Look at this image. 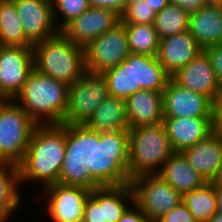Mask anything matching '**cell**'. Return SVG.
I'll return each mask as SVG.
<instances>
[{
	"instance_id": "obj_38",
	"label": "cell",
	"mask_w": 222,
	"mask_h": 222,
	"mask_svg": "<svg viewBox=\"0 0 222 222\" xmlns=\"http://www.w3.org/2000/svg\"><path fill=\"white\" fill-rule=\"evenodd\" d=\"M169 3L179 6L188 14L197 12L207 5L206 0H169Z\"/></svg>"
},
{
	"instance_id": "obj_10",
	"label": "cell",
	"mask_w": 222,
	"mask_h": 222,
	"mask_svg": "<svg viewBox=\"0 0 222 222\" xmlns=\"http://www.w3.org/2000/svg\"><path fill=\"white\" fill-rule=\"evenodd\" d=\"M130 54L126 29L120 20L84 47L85 70L94 73L118 66Z\"/></svg>"
},
{
	"instance_id": "obj_2",
	"label": "cell",
	"mask_w": 222,
	"mask_h": 222,
	"mask_svg": "<svg viewBox=\"0 0 222 222\" xmlns=\"http://www.w3.org/2000/svg\"><path fill=\"white\" fill-rule=\"evenodd\" d=\"M68 91V84L33 69L14 100L37 124H62Z\"/></svg>"
},
{
	"instance_id": "obj_9",
	"label": "cell",
	"mask_w": 222,
	"mask_h": 222,
	"mask_svg": "<svg viewBox=\"0 0 222 222\" xmlns=\"http://www.w3.org/2000/svg\"><path fill=\"white\" fill-rule=\"evenodd\" d=\"M134 204L151 222L159 221L182 202V195L158 174H144L130 180Z\"/></svg>"
},
{
	"instance_id": "obj_12",
	"label": "cell",
	"mask_w": 222,
	"mask_h": 222,
	"mask_svg": "<svg viewBox=\"0 0 222 222\" xmlns=\"http://www.w3.org/2000/svg\"><path fill=\"white\" fill-rule=\"evenodd\" d=\"M42 198L48 215L54 222H82L86 199L91 190L80 186H67L59 183L43 188Z\"/></svg>"
},
{
	"instance_id": "obj_13",
	"label": "cell",
	"mask_w": 222,
	"mask_h": 222,
	"mask_svg": "<svg viewBox=\"0 0 222 222\" xmlns=\"http://www.w3.org/2000/svg\"><path fill=\"white\" fill-rule=\"evenodd\" d=\"M163 95L164 118L214 117V103L205 95L169 80Z\"/></svg>"
},
{
	"instance_id": "obj_8",
	"label": "cell",
	"mask_w": 222,
	"mask_h": 222,
	"mask_svg": "<svg viewBox=\"0 0 222 222\" xmlns=\"http://www.w3.org/2000/svg\"><path fill=\"white\" fill-rule=\"evenodd\" d=\"M109 96L103 73L85 70L69 85L67 111L62 124H85L97 107Z\"/></svg>"
},
{
	"instance_id": "obj_6",
	"label": "cell",
	"mask_w": 222,
	"mask_h": 222,
	"mask_svg": "<svg viewBox=\"0 0 222 222\" xmlns=\"http://www.w3.org/2000/svg\"><path fill=\"white\" fill-rule=\"evenodd\" d=\"M93 130L66 124V150L58 183L93 190L102 185L92 176Z\"/></svg>"
},
{
	"instance_id": "obj_46",
	"label": "cell",
	"mask_w": 222,
	"mask_h": 222,
	"mask_svg": "<svg viewBox=\"0 0 222 222\" xmlns=\"http://www.w3.org/2000/svg\"><path fill=\"white\" fill-rule=\"evenodd\" d=\"M139 1H143V0H126V6H127L128 4H133V3L139 2Z\"/></svg>"
},
{
	"instance_id": "obj_44",
	"label": "cell",
	"mask_w": 222,
	"mask_h": 222,
	"mask_svg": "<svg viewBox=\"0 0 222 222\" xmlns=\"http://www.w3.org/2000/svg\"><path fill=\"white\" fill-rule=\"evenodd\" d=\"M207 222H222V214L215 213Z\"/></svg>"
},
{
	"instance_id": "obj_30",
	"label": "cell",
	"mask_w": 222,
	"mask_h": 222,
	"mask_svg": "<svg viewBox=\"0 0 222 222\" xmlns=\"http://www.w3.org/2000/svg\"><path fill=\"white\" fill-rule=\"evenodd\" d=\"M189 14L177 5L168 4L156 14L154 29L159 39L173 36L188 30Z\"/></svg>"
},
{
	"instance_id": "obj_23",
	"label": "cell",
	"mask_w": 222,
	"mask_h": 222,
	"mask_svg": "<svg viewBox=\"0 0 222 222\" xmlns=\"http://www.w3.org/2000/svg\"><path fill=\"white\" fill-rule=\"evenodd\" d=\"M157 174L181 195L207 182L191 167L181 152H174Z\"/></svg>"
},
{
	"instance_id": "obj_45",
	"label": "cell",
	"mask_w": 222,
	"mask_h": 222,
	"mask_svg": "<svg viewBox=\"0 0 222 222\" xmlns=\"http://www.w3.org/2000/svg\"><path fill=\"white\" fill-rule=\"evenodd\" d=\"M208 6H219L222 7V0H206Z\"/></svg>"
},
{
	"instance_id": "obj_25",
	"label": "cell",
	"mask_w": 222,
	"mask_h": 222,
	"mask_svg": "<svg viewBox=\"0 0 222 222\" xmlns=\"http://www.w3.org/2000/svg\"><path fill=\"white\" fill-rule=\"evenodd\" d=\"M84 125L99 133L128 130L125 99L108 96Z\"/></svg>"
},
{
	"instance_id": "obj_26",
	"label": "cell",
	"mask_w": 222,
	"mask_h": 222,
	"mask_svg": "<svg viewBox=\"0 0 222 222\" xmlns=\"http://www.w3.org/2000/svg\"><path fill=\"white\" fill-rule=\"evenodd\" d=\"M19 167L0 163V217L9 218L21 206Z\"/></svg>"
},
{
	"instance_id": "obj_35",
	"label": "cell",
	"mask_w": 222,
	"mask_h": 222,
	"mask_svg": "<svg viewBox=\"0 0 222 222\" xmlns=\"http://www.w3.org/2000/svg\"><path fill=\"white\" fill-rule=\"evenodd\" d=\"M204 50L211 59L216 80L222 87V43L206 47Z\"/></svg>"
},
{
	"instance_id": "obj_33",
	"label": "cell",
	"mask_w": 222,
	"mask_h": 222,
	"mask_svg": "<svg viewBox=\"0 0 222 222\" xmlns=\"http://www.w3.org/2000/svg\"><path fill=\"white\" fill-rule=\"evenodd\" d=\"M156 13L145 1L128 4L120 16L124 24H153Z\"/></svg>"
},
{
	"instance_id": "obj_28",
	"label": "cell",
	"mask_w": 222,
	"mask_h": 222,
	"mask_svg": "<svg viewBox=\"0 0 222 222\" xmlns=\"http://www.w3.org/2000/svg\"><path fill=\"white\" fill-rule=\"evenodd\" d=\"M182 202L189 209L196 222H207L217 213L215 185L207 181L201 187L182 195Z\"/></svg>"
},
{
	"instance_id": "obj_41",
	"label": "cell",
	"mask_w": 222,
	"mask_h": 222,
	"mask_svg": "<svg viewBox=\"0 0 222 222\" xmlns=\"http://www.w3.org/2000/svg\"><path fill=\"white\" fill-rule=\"evenodd\" d=\"M147 3L151 10H153L156 14L162 11L168 4L169 0H144Z\"/></svg>"
},
{
	"instance_id": "obj_36",
	"label": "cell",
	"mask_w": 222,
	"mask_h": 222,
	"mask_svg": "<svg viewBox=\"0 0 222 222\" xmlns=\"http://www.w3.org/2000/svg\"><path fill=\"white\" fill-rule=\"evenodd\" d=\"M82 222H103L102 207L91 195L86 199Z\"/></svg>"
},
{
	"instance_id": "obj_24",
	"label": "cell",
	"mask_w": 222,
	"mask_h": 222,
	"mask_svg": "<svg viewBox=\"0 0 222 222\" xmlns=\"http://www.w3.org/2000/svg\"><path fill=\"white\" fill-rule=\"evenodd\" d=\"M90 195L102 207L103 222H118L130 205L134 204L130 183L95 188L91 190Z\"/></svg>"
},
{
	"instance_id": "obj_15",
	"label": "cell",
	"mask_w": 222,
	"mask_h": 222,
	"mask_svg": "<svg viewBox=\"0 0 222 222\" xmlns=\"http://www.w3.org/2000/svg\"><path fill=\"white\" fill-rule=\"evenodd\" d=\"M120 21V16L106 8L89 7L70 21L60 32L83 48Z\"/></svg>"
},
{
	"instance_id": "obj_37",
	"label": "cell",
	"mask_w": 222,
	"mask_h": 222,
	"mask_svg": "<svg viewBox=\"0 0 222 222\" xmlns=\"http://www.w3.org/2000/svg\"><path fill=\"white\" fill-rule=\"evenodd\" d=\"M90 7L106 8L121 16L126 9V0H88Z\"/></svg>"
},
{
	"instance_id": "obj_11",
	"label": "cell",
	"mask_w": 222,
	"mask_h": 222,
	"mask_svg": "<svg viewBox=\"0 0 222 222\" xmlns=\"http://www.w3.org/2000/svg\"><path fill=\"white\" fill-rule=\"evenodd\" d=\"M33 69L32 47L0 45V100H14Z\"/></svg>"
},
{
	"instance_id": "obj_31",
	"label": "cell",
	"mask_w": 222,
	"mask_h": 222,
	"mask_svg": "<svg viewBox=\"0 0 222 222\" xmlns=\"http://www.w3.org/2000/svg\"><path fill=\"white\" fill-rule=\"evenodd\" d=\"M108 84L109 96L126 99L133 94L132 63L121 62L103 72Z\"/></svg>"
},
{
	"instance_id": "obj_1",
	"label": "cell",
	"mask_w": 222,
	"mask_h": 222,
	"mask_svg": "<svg viewBox=\"0 0 222 222\" xmlns=\"http://www.w3.org/2000/svg\"><path fill=\"white\" fill-rule=\"evenodd\" d=\"M65 150L66 124H37L18 165L20 186L31 180L43 184V188L58 183Z\"/></svg>"
},
{
	"instance_id": "obj_40",
	"label": "cell",
	"mask_w": 222,
	"mask_h": 222,
	"mask_svg": "<svg viewBox=\"0 0 222 222\" xmlns=\"http://www.w3.org/2000/svg\"><path fill=\"white\" fill-rule=\"evenodd\" d=\"M214 130L222 135V88L214 103Z\"/></svg>"
},
{
	"instance_id": "obj_16",
	"label": "cell",
	"mask_w": 222,
	"mask_h": 222,
	"mask_svg": "<svg viewBox=\"0 0 222 222\" xmlns=\"http://www.w3.org/2000/svg\"><path fill=\"white\" fill-rule=\"evenodd\" d=\"M171 79L179 86L208 97L213 103L221 91V85L216 80L211 59L202 50L189 64L177 70Z\"/></svg>"
},
{
	"instance_id": "obj_4",
	"label": "cell",
	"mask_w": 222,
	"mask_h": 222,
	"mask_svg": "<svg viewBox=\"0 0 222 222\" xmlns=\"http://www.w3.org/2000/svg\"><path fill=\"white\" fill-rule=\"evenodd\" d=\"M129 131L101 132L93 130L92 176L102 186L130 183Z\"/></svg>"
},
{
	"instance_id": "obj_34",
	"label": "cell",
	"mask_w": 222,
	"mask_h": 222,
	"mask_svg": "<svg viewBox=\"0 0 222 222\" xmlns=\"http://www.w3.org/2000/svg\"><path fill=\"white\" fill-rule=\"evenodd\" d=\"M157 222H196L186 205L181 202Z\"/></svg>"
},
{
	"instance_id": "obj_43",
	"label": "cell",
	"mask_w": 222,
	"mask_h": 222,
	"mask_svg": "<svg viewBox=\"0 0 222 222\" xmlns=\"http://www.w3.org/2000/svg\"><path fill=\"white\" fill-rule=\"evenodd\" d=\"M212 183L215 186H222V165L218 171V174L216 175V177L214 178V180L212 181Z\"/></svg>"
},
{
	"instance_id": "obj_7",
	"label": "cell",
	"mask_w": 222,
	"mask_h": 222,
	"mask_svg": "<svg viewBox=\"0 0 222 222\" xmlns=\"http://www.w3.org/2000/svg\"><path fill=\"white\" fill-rule=\"evenodd\" d=\"M36 125L15 100H0V163L23 161Z\"/></svg>"
},
{
	"instance_id": "obj_27",
	"label": "cell",
	"mask_w": 222,
	"mask_h": 222,
	"mask_svg": "<svg viewBox=\"0 0 222 222\" xmlns=\"http://www.w3.org/2000/svg\"><path fill=\"white\" fill-rule=\"evenodd\" d=\"M0 45L32 47L26 38L23 25L12 0L0 3Z\"/></svg>"
},
{
	"instance_id": "obj_20",
	"label": "cell",
	"mask_w": 222,
	"mask_h": 222,
	"mask_svg": "<svg viewBox=\"0 0 222 222\" xmlns=\"http://www.w3.org/2000/svg\"><path fill=\"white\" fill-rule=\"evenodd\" d=\"M129 128L163 122V95L154 90H139L125 99Z\"/></svg>"
},
{
	"instance_id": "obj_17",
	"label": "cell",
	"mask_w": 222,
	"mask_h": 222,
	"mask_svg": "<svg viewBox=\"0 0 222 222\" xmlns=\"http://www.w3.org/2000/svg\"><path fill=\"white\" fill-rule=\"evenodd\" d=\"M163 124L174 152L192 147L214 131V117L164 118Z\"/></svg>"
},
{
	"instance_id": "obj_3",
	"label": "cell",
	"mask_w": 222,
	"mask_h": 222,
	"mask_svg": "<svg viewBox=\"0 0 222 222\" xmlns=\"http://www.w3.org/2000/svg\"><path fill=\"white\" fill-rule=\"evenodd\" d=\"M32 50L34 69L55 80L72 85L85 71L84 48L61 32L35 43Z\"/></svg>"
},
{
	"instance_id": "obj_21",
	"label": "cell",
	"mask_w": 222,
	"mask_h": 222,
	"mask_svg": "<svg viewBox=\"0 0 222 222\" xmlns=\"http://www.w3.org/2000/svg\"><path fill=\"white\" fill-rule=\"evenodd\" d=\"M124 61L132 63L133 93L142 89L162 93L171 79L156 56L130 53Z\"/></svg>"
},
{
	"instance_id": "obj_39",
	"label": "cell",
	"mask_w": 222,
	"mask_h": 222,
	"mask_svg": "<svg viewBox=\"0 0 222 222\" xmlns=\"http://www.w3.org/2000/svg\"><path fill=\"white\" fill-rule=\"evenodd\" d=\"M134 207V208H133ZM118 222H151L135 204L131 205Z\"/></svg>"
},
{
	"instance_id": "obj_19",
	"label": "cell",
	"mask_w": 222,
	"mask_h": 222,
	"mask_svg": "<svg viewBox=\"0 0 222 222\" xmlns=\"http://www.w3.org/2000/svg\"><path fill=\"white\" fill-rule=\"evenodd\" d=\"M203 49L188 30L159 40L158 62L172 76L189 64Z\"/></svg>"
},
{
	"instance_id": "obj_18",
	"label": "cell",
	"mask_w": 222,
	"mask_h": 222,
	"mask_svg": "<svg viewBox=\"0 0 222 222\" xmlns=\"http://www.w3.org/2000/svg\"><path fill=\"white\" fill-rule=\"evenodd\" d=\"M181 153L206 181H213L222 165V135L214 130Z\"/></svg>"
},
{
	"instance_id": "obj_14",
	"label": "cell",
	"mask_w": 222,
	"mask_h": 222,
	"mask_svg": "<svg viewBox=\"0 0 222 222\" xmlns=\"http://www.w3.org/2000/svg\"><path fill=\"white\" fill-rule=\"evenodd\" d=\"M26 38L34 45L57 35L51 0H12Z\"/></svg>"
},
{
	"instance_id": "obj_5",
	"label": "cell",
	"mask_w": 222,
	"mask_h": 222,
	"mask_svg": "<svg viewBox=\"0 0 222 222\" xmlns=\"http://www.w3.org/2000/svg\"><path fill=\"white\" fill-rule=\"evenodd\" d=\"M129 177L157 174L174 153L163 122L129 128Z\"/></svg>"
},
{
	"instance_id": "obj_29",
	"label": "cell",
	"mask_w": 222,
	"mask_h": 222,
	"mask_svg": "<svg viewBox=\"0 0 222 222\" xmlns=\"http://www.w3.org/2000/svg\"><path fill=\"white\" fill-rule=\"evenodd\" d=\"M130 53L157 56L159 37L153 24H124Z\"/></svg>"
},
{
	"instance_id": "obj_32",
	"label": "cell",
	"mask_w": 222,
	"mask_h": 222,
	"mask_svg": "<svg viewBox=\"0 0 222 222\" xmlns=\"http://www.w3.org/2000/svg\"><path fill=\"white\" fill-rule=\"evenodd\" d=\"M51 2L53 19L59 31L90 7L88 0H51Z\"/></svg>"
},
{
	"instance_id": "obj_22",
	"label": "cell",
	"mask_w": 222,
	"mask_h": 222,
	"mask_svg": "<svg viewBox=\"0 0 222 222\" xmlns=\"http://www.w3.org/2000/svg\"><path fill=\"white\" fill-rule=\"evenodd\" d=\"M188 31L203 50L222 43V7L206 5L189 14Z\"/></svg>"
},
{
	"instance_id": "obj_42",
	"label": "cell",
	"mask_w": 222,
	"mask_h": 222,
	"mask_svg": "<svg viewBox=\"0 0 222 222\" xmlns=\"http://www.w3.org/2000/svg\"><path fill=\"white\" fill-rule=\"evenodd\" d=\"M217 212L222 214V186H215Z\"/></svg>"
},
{
	"instance_id": "obj_47",
	"label": "cell",
	"mask_w": 222,
	"mask_h": 222,
	"mask_svg": "<svg viewBox=\"0 0 222 222\" xmlns=\"http://www.w3.org/2000/svg\"><path fill=\"white\" fill-rule=\"evenodd\" d=\"M8 218L0 217V222H7Z\"/></svg>"
}]
</instances>
